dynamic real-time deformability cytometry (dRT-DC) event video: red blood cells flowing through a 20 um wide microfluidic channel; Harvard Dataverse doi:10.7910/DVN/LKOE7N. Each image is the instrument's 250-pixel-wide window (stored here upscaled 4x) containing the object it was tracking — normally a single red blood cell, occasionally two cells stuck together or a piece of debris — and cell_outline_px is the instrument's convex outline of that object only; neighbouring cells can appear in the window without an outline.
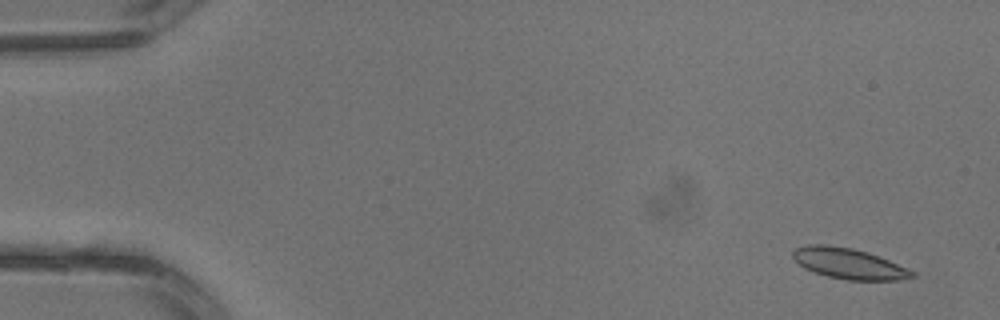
{"species": "common noctule bat (a hibernating species)", "species_latin": "Nyctalus noctula", "temperature_condition": "warm", "stored_images_in_passage": 3, "camera_frame_rate_fps": 3000, "um_per_image_px": 0.085, "animal": {"sex": "male", "body_mass_g": 13.3}, "frame": {"image": 1, "passage_image": 1, "time_ms": 0.0, "image_size_px": [1000, 320], "cell_outline_px": [[916, 276], [900, 280], [848, 280], [828, 276], [804, 268], [792, 256], [792, 252], [796, 248], [808, 244], [824, 244], [852, 248], [868, 252], [880, 256], [916, 272]], "centroid_in_image_um": [72.18, 22.4], "position_along_channel_um": 12.8, "area_um2": 21.27}}
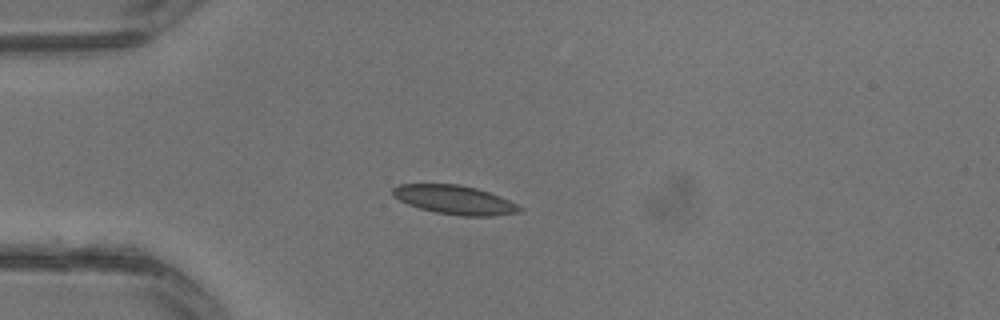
{"frame": {"image": 2, "passage_image": 3, "time_ms": 0.667, "image_size_px": [1000, 320], "cell_outline_px": [[524, 208], [520, 212], [492, 216], [460, 216], [436, 212], [420, 208], [408, 204], [392, 196], [392, 188], [400, 184], [460, 184], [476, 188], [488, 192], [508, 200]], "centroid_in_image_um": [38.63, 16.98], "position_along_channel_um": 46.4, "area_um2": 21.27}}